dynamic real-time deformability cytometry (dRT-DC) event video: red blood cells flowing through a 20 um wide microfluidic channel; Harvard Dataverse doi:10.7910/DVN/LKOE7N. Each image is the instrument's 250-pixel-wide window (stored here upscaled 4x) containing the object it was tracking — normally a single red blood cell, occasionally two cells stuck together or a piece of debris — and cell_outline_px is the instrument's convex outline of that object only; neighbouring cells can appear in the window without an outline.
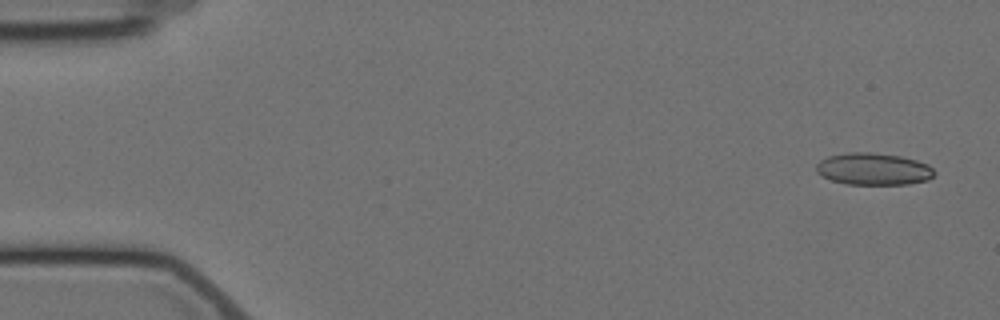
{"species": "Egyptian fruit bat (a non-hibernating species)", "species_latin": "Rousettus aegyptiacus", "temperature_condition": "cold", "stored_images_in_passage": 6, "camera_frame_rate_fps": 3000, "um_per_image_px": 0.085, "animal": {"sex": "female"}, "frame": {"image": 1, "passage_image": 1, "time_ms": 0.0, "image_size_px": [1000, 320], "cell_outline_px": [[936, 172], [928, 180], [908, 184], [844, 184], [820, 176], [816, 172], [816, 164], [820, 160], [828, 156], [848, 152], [872, 152], [900, 156], [916, 160], [928, 164]], "centroid_in_image_um": [74.22, 14.36], "position_along_channel_um": 10.8, "area_um2": 22.2}}